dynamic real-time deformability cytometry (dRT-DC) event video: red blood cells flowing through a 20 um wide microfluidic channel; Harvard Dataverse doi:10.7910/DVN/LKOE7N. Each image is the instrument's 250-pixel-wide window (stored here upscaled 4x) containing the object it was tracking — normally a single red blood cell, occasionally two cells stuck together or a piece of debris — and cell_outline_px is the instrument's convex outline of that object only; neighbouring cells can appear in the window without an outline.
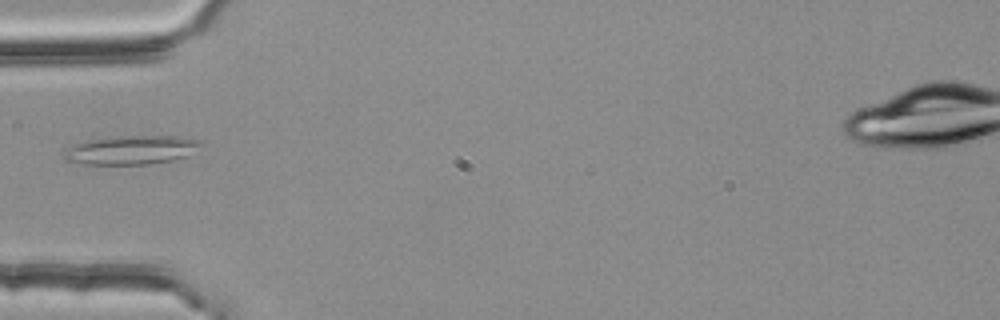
{"species": "common noctule bat (a hibernating species)", "species_latin": "Nyctalus noctula", "temperature_condition": "room temperature", "stored_images_in_passage": 4, "camera_frame_rate_fps": 3000, "um_per_image_px": 0.085, "animal": {"sex": "female", "body_mass_g": 25.1}, "frame": {"image": 1, "passage_image": 4, "time_ms": 1.0, "image_size_px": [1000, 320], "cell_outline_px": [[204, 144], [188, 156], [172, 160], [148, 164], [84, 164], [64, 160], [64, 148], [88, 140], [124, 136], [180, 136], [200, 140]], "centroid_in_image_um": [11.19, 12.75], "position_along_channel_um": 73.8, "area_um2": 23.0}}